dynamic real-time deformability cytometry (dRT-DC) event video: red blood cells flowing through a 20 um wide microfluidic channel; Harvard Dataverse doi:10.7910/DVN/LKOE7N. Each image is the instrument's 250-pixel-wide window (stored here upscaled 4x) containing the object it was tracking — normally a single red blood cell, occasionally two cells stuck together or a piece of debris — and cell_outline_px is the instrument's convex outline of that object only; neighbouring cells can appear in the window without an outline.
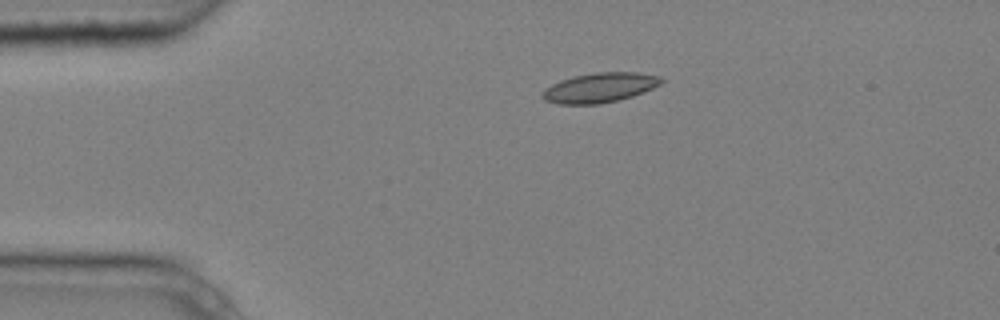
{"species": "common noctule bat (a hibernating species)", "species_latin": "Nyctalus noctula", "temperature_condition": "cold", "stored_images_in_passage": 4, "camera_frame_rate_fps": 3000, "um_per_image_px": 0.085, "animal": {"sex": "male", "body_mass_g": 20.4}, "frame": {"image": 1, "passage_image": 3, "time_ms": 0.667, "image_size_px": [1000, 320], "cell_outline_px": [[664, 80], [660, 84], [644, 92], [632, 96], [600, 104], [556, 104], [544, 100], [540, 96], [540, 92], [544, 88], [560, 80], [576, 76], [596, 72], [640, 72], [660, 76]], "centroid_in_image_um": [50.94, 7.45], "position_along_channel_um": 34.1, "area_um2": 20.69}}